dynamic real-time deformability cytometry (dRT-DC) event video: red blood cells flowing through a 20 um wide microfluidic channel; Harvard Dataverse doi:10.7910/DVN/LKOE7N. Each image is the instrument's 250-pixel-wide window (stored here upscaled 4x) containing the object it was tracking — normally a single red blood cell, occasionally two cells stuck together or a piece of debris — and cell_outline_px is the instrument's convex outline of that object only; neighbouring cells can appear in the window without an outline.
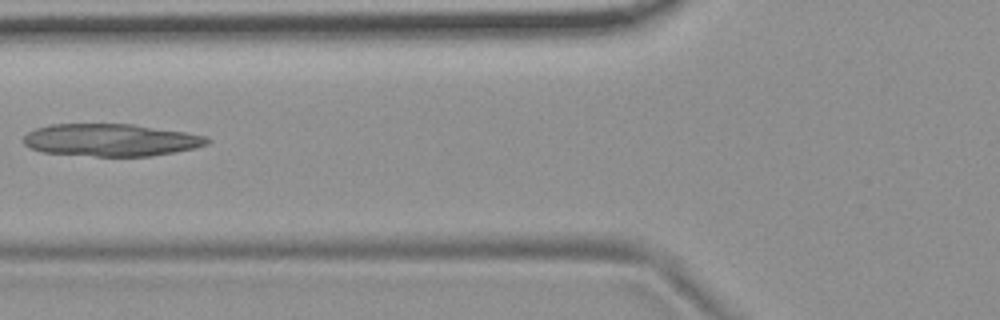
{"species": "common noctule bat (a hibernating species)", "species_latin": "Nyctalus noctula", "temperature_condition": "room temperature", "stored_images_in_passage": 3, "camera_frame_rate_fps": 3000, "um_per_image_px": 0.085, "animal": {"sex": "female", "body_mass_g": 19.9}, "frame": {"image": 1, "passage_image": 2, "time_ms": 0.333, "image_size_px": [1000, 320], "cell_outline_px": [[212, 140], [208, 144], [196, 148], [152, 156], [96, 156], [40, 152], [28, 148], [24, 144], [24, 136], [28, 132], [36, 128], [52, 124], [132, 124], [184, 132], [208, 136]], "centroid_in_image_um": [9.43, 11.9], "position_along_channel_um": 116.4, "area_um2": 34.8}}
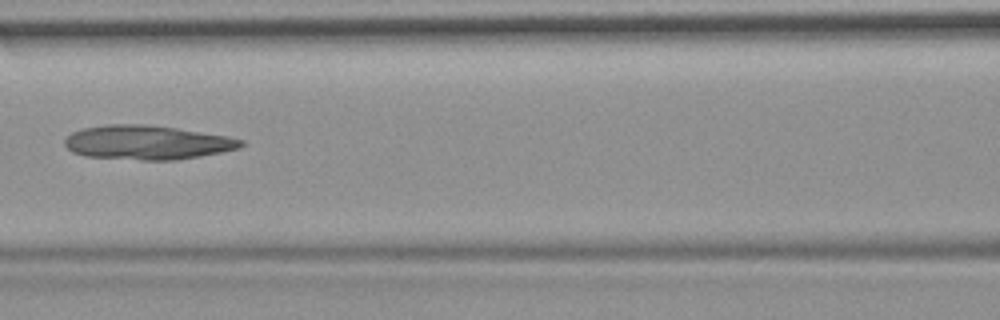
{"frame": {"image": 2, "passage_image": 3, "time_ms": 0.667, "image_size_px": [1000, 320], "cell_outline_px": [[244, 144], [236, 148], [220, 152], [200, 156], [176, 160], [140, 160], [84, 156], [72, 152], [64, 144], [64, 140], [72, 132], [84, 128], [108, 124], [144, 124], [176, 128], [228, 136], [244, 140]], "centroid_in_image_um": [12.48, 12.11], "position_along_channel_um": 154.1, "area_um2": 34.97}}